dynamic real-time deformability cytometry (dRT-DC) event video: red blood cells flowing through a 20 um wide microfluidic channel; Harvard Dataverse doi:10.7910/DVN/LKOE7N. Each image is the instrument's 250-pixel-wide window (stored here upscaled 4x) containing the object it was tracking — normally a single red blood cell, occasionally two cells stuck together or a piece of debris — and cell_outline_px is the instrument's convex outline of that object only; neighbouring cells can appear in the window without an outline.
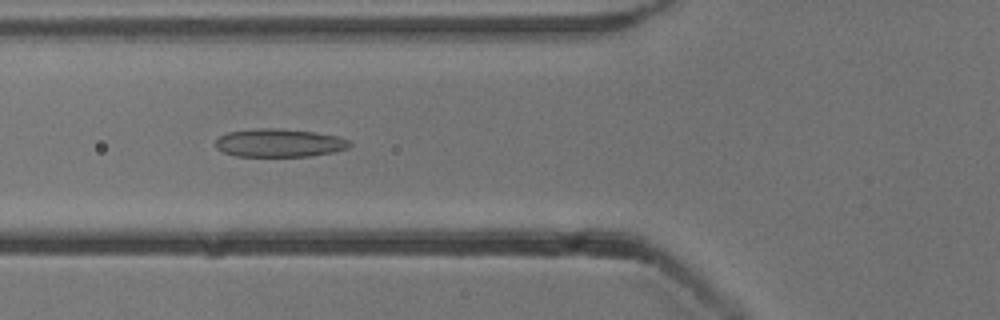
{"species": "common noctule bat (a hibernating species)", "species_latin": "Nyctalus noctula", "temperature_condition": "cold", "stored_images_in_passage": 43, "camera_frame_rate_fps": 3000, "um_per_image_px": 0.085, "animal": {"sex": "male", "body_mass_g": 13.3}, "frame": {"image": 1, "passage_image": 17, "time_ms": 5.333, "image_size_px": [1000, 320], "cell_outline_px": [[352, 144], [348, 148], [332, 152], [312, 156], [236, 156], [224, 152], [216, 148], [216, 140], [220, 136], [228, 132], [256, 128], [276, 128], [316, 132], [340, 136], [348, 140]], "centroid_in_image_um": [23.76, 12.14], "position_along_channel_um": 102.0, "area_um2": 22.08}}
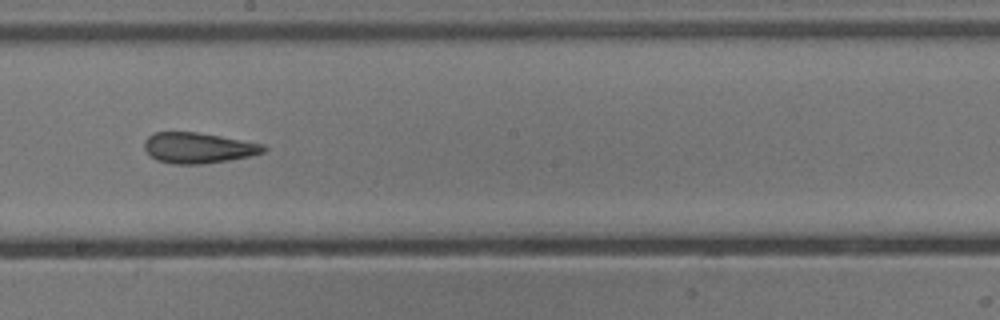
{"frame": {"image": 2, "passage_image": 27, "time_ms": 8.667, "image_size_px": [1000, 320], "cell_outline_px": [[268, 148], [264, 152], [252, 156], [204, 164], [172, 164], [156, 160], [144, 148], [144, 140], [148, 136], [156, 132], [196, 132], [220, 136], [264, 144]], "centroid_in_image_um": [16.86, 12.57], "position_along_channel_um": 231.3, "area_um2": 21.33}}
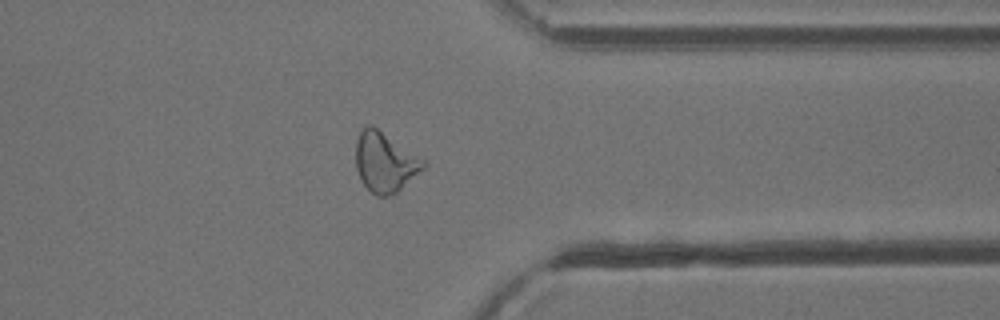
{"frame": {"image": 3, "passage_image": 39, "time_ms": 12.667, "image_size_px": [1000, 320], "cell_outline_px": [[428, 164], [424, 168], [396, 192], [388, 196], [376, 196], [364, 184], [356, 168], [356, 140], [360, 132], [368, 124], [372, 124], [424, 160]], "centroid_in_image_um": [32.71, 13.77], "position_along_channel_um": 378.7, "area_um2": 23.12}, "authors_computed_cell_mechanics": {"area_um2": 22.1952, "velocity_mm_per_s": 3.8621, "shape_relaxation_time_tau1_ms": null, "shape_relaxation_time_tau2_ms": 2.8379, "deformation_change_tau1": null, "deformation_change_tau2": 0.129}}